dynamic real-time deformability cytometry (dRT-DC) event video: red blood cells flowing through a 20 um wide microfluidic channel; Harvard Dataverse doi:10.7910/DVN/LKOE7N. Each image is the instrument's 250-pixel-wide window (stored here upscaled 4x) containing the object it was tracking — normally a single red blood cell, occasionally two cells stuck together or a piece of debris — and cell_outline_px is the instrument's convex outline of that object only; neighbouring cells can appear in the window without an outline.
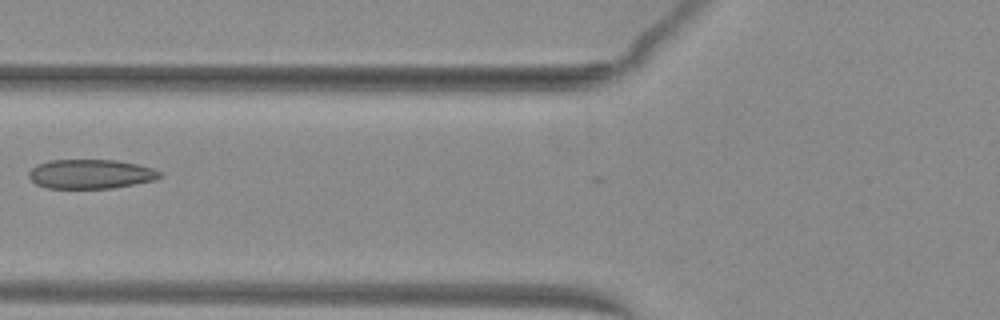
{"species": "common noctule bat (a hibernating species)", "species_latin": "Nyctalus noctula", "temperature_condition": "warm", "stored_images_in_passage": 25, "camera_frame_rate_fps": 3000, "um_per_image_px": 0.085, "animal": {"sex": "female", "body_mass_g": 29.2, "forearm_length_mm": 56.3}, "frame": {"image": 1, "passage_image": 2, "time_ms": 0.333, "image_size_px": [1000, 320], "cell_outline_px": [[164, 176], [156, 180], [112, 188], [48, 188], [36, 184], [28, 176], [28, 172], [36, 164], [48, 160], [116, 160], [136, 164], [152, 168], [160, 172]], "centroid_in_image_um": [7.7, 14.79], "position_along_channel_um": 118.1, "area_um2": 22.43}}
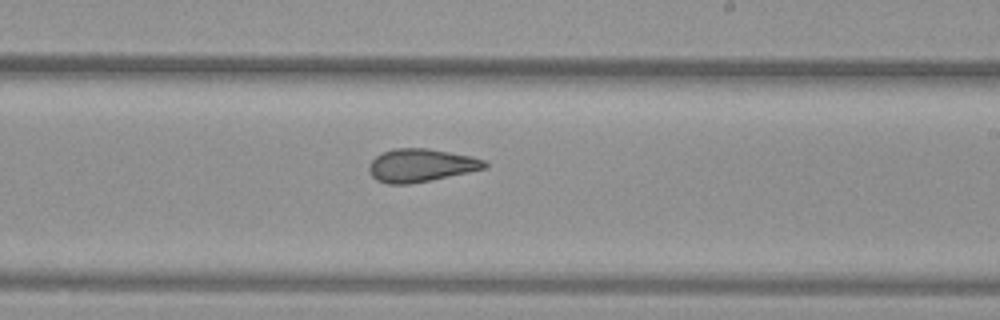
{"frame": {"image": 2, "passage_image": 12, "time_ms": 3.667, "image_size_px": [1000, 320], "cell_outline_px": [[488, 168], [408, 184], [388, 184], [376, 180], [368, 172], [368, 164], [376, 156], [384, 152], [396, 148], [428, 148], [472, 156], [484, 160], [488, 164]], "centroid_in_image_um": [35.76, 14.05], "position_along_channel_um": 253.2, "area_um2": 22.2}}
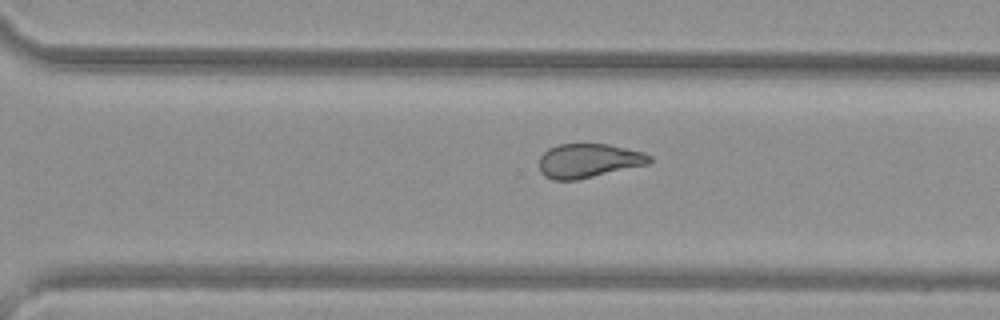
{"frame": {"image": 3, "passage_image": 17, "time_ms": 5.333, "image_size_px": [1000, 320], "cell_outline_px": [[652, 160], [648, 164], [576, 180], [552, 180], [544, 176], [540, 172], [540, 156], [548, 148], [560, 144], [608, 144], [644, 152], [652, 156]], "centroid_in_image_um": [50.02, 13.66], "position_along_channel_um": 320.6, "area_um2": 21.91}}